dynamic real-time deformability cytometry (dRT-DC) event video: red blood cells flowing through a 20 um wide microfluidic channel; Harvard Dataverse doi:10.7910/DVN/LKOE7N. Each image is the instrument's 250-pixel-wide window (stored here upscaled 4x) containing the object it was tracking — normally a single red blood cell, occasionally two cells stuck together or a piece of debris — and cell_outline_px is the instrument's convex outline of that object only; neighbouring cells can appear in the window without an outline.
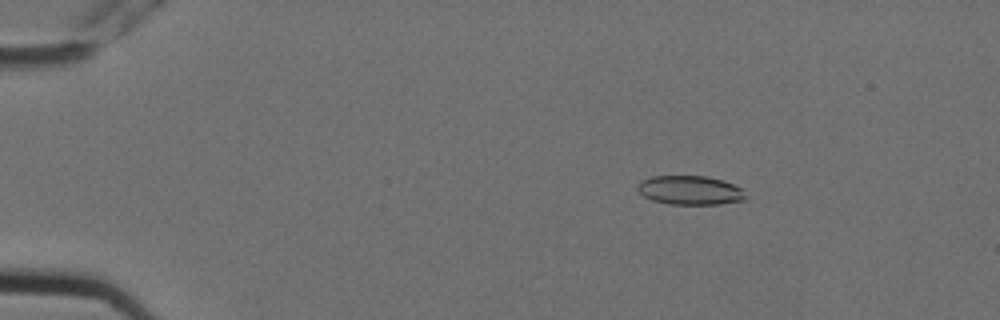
{"species": "Egyptian fruit bat (a non-hibernating species)", "species_latin": "Rousettus aegyptiacus", "temperature_condition": "cold", "stored_images_in_passage": 8, "camera_frame_rate_fps": 3000, "um_per_image_px": 0.085, "animal": {"sex": "female"}, "frame": {"image": 1, "passage_image": 2, "time_ms": 0.333, "image_size_px": [1000, 320], "cell_outline_px": [[744, 200], [720, 204], [668, 204], [652, 200], [644, 196], [636, 188], [640, 180], [652, 176], [708, 176], [724, 180], [740, 188], [744, 196]], "centroid_in_image_um": [58.61, 16.16], "position_along_channel_um": 26.4, "area_um2": 18.21}}
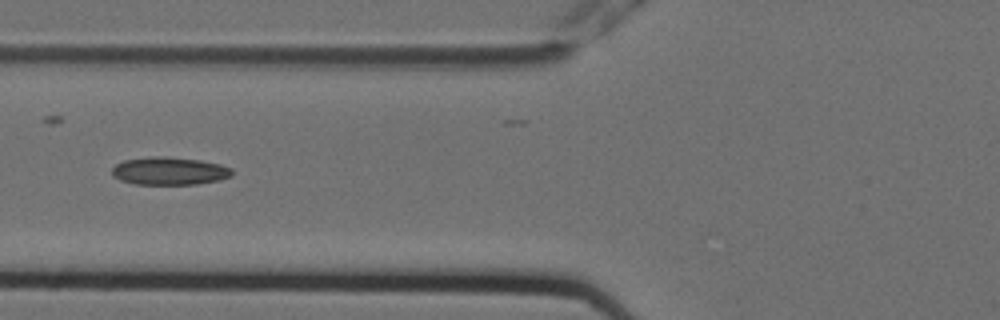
{"frame": {"image": 2, "passage_image": 6, "time_ms": 1.667, "image_size_px": [1000, 320], "cell_outline_px": [[232, 176], [220, 180], [196, 184], [136, 184], [120, 180], [112, 176], [112, 168], [116, 164], [124, 160], [152, 156], [156, 156], [200, 160], [220, 164], [232, 168]], "centroid_in_image_um": [14.4, 14.54], "position_along_channel_um": 111.4, "area_um2": 19.42}}
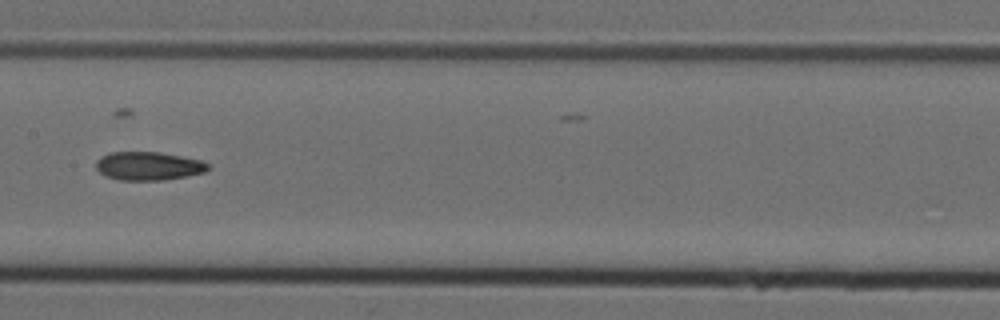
{"frame": {"image": 3, "passage_image": 8, "time_ms": 2.333, "image_size_px": [1000, 320], "cell_outline_px": [[212, 168], [204, 172], [188, 176], [164, 180], [120, 180], [104, 176], [96, 168], [96, 160], [100, 156], [108, 152], [160, 152], [200, 160], [208, 164]], "centroid_in_image_um": [12.6, 14.11], "position_along_channel_um": 194.8, "area_um2": 18.73}}